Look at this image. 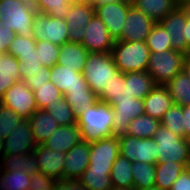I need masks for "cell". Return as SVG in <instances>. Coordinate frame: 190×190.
<instances>
[{
    "mask_svg": "<svg viewBox=\"0 0 190 190\" xmlns=\"http://www.w3.org/2000/svg\"><path fill=\"white\" fill-rule=\"evenodd\" d=\"M30 126L36 143L40 145L47 141L60 125L47 111L38 109L30 116Z\"/></svg>",
    "mask_w": 190,
    "mask_h": 190,
    "instance_id": "obj_27",
    "label": "cell"
},
{
    "mask_svg": "<svg viewBox=\"0 0 190 190\" xmlns=\"http://www.w3.org/2000/svg\"><path fill=\"white\" fill-rule=\"evenodd\" d=\"M22 119L20 115L0 103V137L6 139Z\"/></svg>",
    "mask_w": 190,
    "mask_h": 190,
    "instance_id": "obj_42",
    "label": "cell"
},
{
    "mask_svg": "<svg viewBox=\"0 0 190 190\" xmlns=\"http://www.w3.org/2000/svg\"><path fill=\"white\" fill-rule=\"evenodd\" d=\"M131 3L158 23L180 4V0H131Z\"/></svg>",
    "mask_w": 190,
    "mask_h": 190,
    "instance_id": "obj_25",
    "label": "cell"
},
{
    "mask_svg": "<svg viewBox=\"0 0 190 190\" xmlns=\"http://www.w3.org/2000/svg\"><path fill=\"white\" fill-rule=\"evenodd\" d=\"M131 1H119L95 6V14L105 23L109 34L117 40L124 28V21Z\"/></svg>",
    "mask_w": 190,
    "mask_h": 190,
    "instance_id": "obj_15",
    "label": "cell"
},
{
    "mask_svg": "<svg viewBox=\"0 0 190 190\" xmlns=\"http://www.w3.org/2000/svg\"><path fill=\"white\" fill-rule=\"evenodd\" d=\"M161 125L165 126L169 131L175 133L176 136L185 138V130L183 129L182 107L173 105L161 118Z\"/></svg>",
    "mask_w": 190,
    "mask_h": 190,
    "instance_id": "obj_40",
    "label": "cell"
},
{
    "mask_svg": "<svg viewBox=\"0 0 190 190\" xmlns=\"http://www.w3.org/2000/svg\"><path fill=\"white\" fill-rule=\"evenodd\" d=\"M90 142L81 141L65 155L62 180H76L88 168Z\"/></svg>",
    "mask_w": 190,
    "mask_h": 190,
    "instance_id": "obj_20",
    "label": "cell"
},
{
    "mask_svg": "<svg viewBox=\"0 0 190 190\" xmlns=\"http://www.w3.org/2000/svg\"><path fill=\"white\" fill-rule=\"evenodd\" d=\"M53 190H87L78 180H56Z\"/></svg>",
    "mask_w": 190,
    "mask_h": 190,
    "instance_id": "obj_49",
    "label": "cell"
},
{
    "mask_svg": "<svg viewBox=\"0 0 190 190\" xmlns=\"http://www.w3.org/2000/svg\"><path fill=\"white\" fill-rule=\"evenodd\" d=\"M70 3L91 4V0H68Z\"/></svg>",
    "mask_w": 190,
    "mask_h": 190,
    "instance_id": "obj_58",
    "label": "cell"
},
{
    "mask_svg": "<svg viewBox=\"0 0 190 190\" xmlns=\"http://www.w3.org/2000/svg\"><path fill=\"white\" fill-rule=\"evenodd\" d=\"M32 3L37 12L60 19H65L71 4L68 0H32Z\"/></svg>",
    "mask_w": 190,
    "mask_h": 190,
    "instance_id": "obj_38",
    "label": "cell"
},
{
    "mask_svg": "<svg viewBox=\"0 0 190 190\" xmlns=\"http://www.w3.org/2000/svg\"><path fill=\"white\" fill-rule=\"evenodd\" d=\"M154 24L155 22L150 17L131 5L124 21L121 36L117 41L146 42Z\"/></svg>",
    "mask_w": 190,
    "mask_h": 190,
    "instance_id": "obj_14",
    "label": "cell"
},
{
    "mask_svg": "<svg viewBox=\"0 0 190 190\" xmlns=\"http://www.w3.org/2000/svg\"><path fill=\"white\" fill-rule=\"evenodd\" d=\"M36 50H38L39 62L43 66L52 68L58 62L60 46L46 41H36Z\"/></svg>",
    "mask_w": 190,
    "mask_h": 190,
    "instance_id": "obj_41",
    "label": "cell"
},
{
    "mask_svg": "<svg viewBox=\"0 0 190 190\" xmlns=\"http://www.w3.org/2000/svg\"><path fill=\"white\" fill-rule=\"evenodd\" d=\"M183 71L186 72L190 78V54H187L184 58Z\"/></svg>",
    "mask_w": 190,
    "mask_h": 190,
    "instance_id": "obj_55",
    "label": "cell"
},
{
    "mask_svg": "<svg viewBox=\"0 0 190 190\" xmlns=\"http://www.w3.org/2000/svg\"><path fill=\"white\" fill-rule=\"evenodd\" d=\"M65 155L64 152L53 151L40 144L36 146L29 162L31 168L40 170L41 173L55 180H62Z\"/></svg>",
    "mask_w": 190,
    "mask_h": 190,
    "instance_id": "obj_13",
    "label": "cell"
},
{
    "mask_svg": "<svg viewBox=\"0 0 190 190\" xmlns=\"http://www.w3.org/2000/svg\"><path fill=\"white\" fill-rule=\"evenodd\" d=\"M119 1H131V0H91V4L95 6H100L103 4L111 3V2H119Z\"/></svg>",
    "mask_w": 190,
    "mask_h": 190,
    "instance_id": "obj_54",
    "label": "cell"
},
{
    "mask_svg": "<svg viewBox=\"0 0 190 190\" xmlns=\"http://www.w3.org/2000/svg\"><path fill=\"white\" fill-rule=\"evenodd\" d=\"M111 54L115 65L122 73L147 71L150 50L146 42L115 40Z\"/></svg>",
    "mask_w": 190,
    "mask_h": 190,
    "instance_id": "obj_3",
    "label": "cell"
},
{
    "mask_svg": "<svg viewBox=\"0 0 190 190\" xmlns=\"http://www.w3.org/2000/svg\"><path fill=\"white\" fill-rule=\"evenodd\" d=\"M16 82L14 78H3L0 77V100L4 93Z\"/></svg>",
    "mask_w": 190,
    "mask_h": 190,
    "instance_id": "obj_52",
    "label": "cell"
},
{
    "mask_svg": "<svg viewBox=\"0 0 190 190\" xmlns=\"http://www.w3.org/2000/svg\"><path fill=\"white\" fill-rule=\"evenodd\" d=\"M84 27L86 33L81 44L89 52H111L115 40L106 29L105 23L96 14H94L90 23Z\"/></svg>",
    "mask_w": 190,
    "mask_h": 190,
    "instance_id": "obj_16",
    "label": "cell"
},
{
    "mask_svg": "<svg viewBox=\"0 0 190 190\" xmlns=\"http://www.w3.org/2000/svg\"><path fill=\"white\" fill-rule=\"evenodd\" d=\"M111 52H89L83 69L84 78L89 88L99 96L105 87L113 80L112 76L118 72Z\"/></svg>",
    "mask_w": 190,
    "mask_h": 190,
    "instance_id": "obj_2",
    "label": "cell"
},
{
    "mask_svg": "<svg viewBox=\"0 0 190 190\" xmlns=\"http://www.w3.org/2000/svg\"><path fill=\"white\" fill-rule=\"evenodd\" d=\"M133 188L146 189L155 186V164L132 161Z\"/></svg>",
    "mask_w": 190,
    "mask_h": 190,
    "instance_id": "obj_34",
    "label": "cell"
},
{
    "mask_svg": "<svg viewBox=\"0 0 190 190\" xmlns=\"http://www.w3.org/2000/svg\"><path fill=\"white\" fill-rule=\"evenodd\" d=\"M31 36L36 41H46L58 46L68 42V27L64 19L36 13L33 19Z\"/></svg>",
    "mask_w": 190,
    "mask_h": 190,
    "instance_id": "obj_8",
    "label": "cell"
},
{
    "mask_svg": "<svg viewBox=\"0 0 190 190\" xmlns=\"http://www.w3.org/2000/svg\"><path fill=\"white\" fill-rule=\"evenodd\" d=\"M183 129L185 130V138L190 136V105L182 106Z\"/></svg>",
    "mask_w": 190,
    "mask_h": 190,
    "instance_id": "obj_51",
    "label": "cell"
},
{
    "mask_svg": "<svg viewBox=\"0 0 190 190\" xmlns=\"http://www.w3.org/2000/svg\"><path fill=\"white\" fill-rule=\"evenodd\" d=\"M111 172L91 171L88 168L78 179L87 190H109L112 187Z\"/></svg>",
    "mask_w": 190,
    "mask_h": 190,
    "instance_id": "obj_39",
    "label": "cell"
},
{
    "mask_svg": "<svg viewBox=\"0 0 190 190\" xmlns=\"http://www.w3.org/2000/svg\"><path fill=\"white\" fill-rule=\"evenodd\" d=\"M132 162L119 155L111 169L110 179L112 186L133 188Z\"/></svg>",
    "mask_w": 190,
    "mask_h": 190,
    "instance_id": "obj_31",
    "label": "cell"
},
{
    "mask_svg": "<svg viewBox=\"0 0 190 190\" xmlns=\"http://www.w3.org/2000/svg\"><path fill=\"white\" fill-rule=\"evenodd\" d=\"M155 86L147 71L129 72V89L133 98L143 100Z\"/></svg>",
    "mask_w": 190,
    "mask_h": 190,
    "instance_id": "obj_33",
    "label": "cell"
},
{
    "mask_svg": "<svg viewBox=\"0 0 190 190\" xmlns=\"http://www.w3.org/2000/svg\"><path fill=\"white\" fill-rule=\"evenodd\" d=\"M82 139L80 127L77 124L69 126L60 125L43 143V145L53 151L67 153Z\"/></svg>",
    "mask_w": 190,
    "mask_h": 190,
    "instance_id": "obj_22",
    "label": "cell"
},
{
    "mask_svg": "<svg viewBox=\"0 0 190 190\" xmlns=\"http://www.w3.org/2000/svg\"><path fill=\"white\" fill-rule=\"evenodd\" d=\"M190 167V162L164 161L155 164V187L160 190H170L179 175Z\"/></svg>",
    "mask_w": 190,
    "mask_h": 190,
    "instance_id": "obj_24",
    "label": "cell"
},
{
    "mask_svg": "<svg viewBox=\"0 0 190 190\" xmlns=\"http://www.w3.org/2000/svg\"><path fill=\"white\" fill-rule=\"evenodd\" d=\"M16 33L0 20V53H6Z\"/></svg>",
    "mask_w": 190,
    "mask_h": 190,
    "instance_id": "obj_48",
    "label": "cell"
},
{
    "mask_svg": "<svg viewBox=\"0 0 190 190\" xmlns=\"http://www.w3.org/2000/svg\"><path fill=\"white\" fill-rule=\"evenodd\" d=\"M172 100L177 106L190 105V78L183 70L167 84Z\"/></svg>",
    "mask_w": 190,
    "mask_h": 190,
    "instance_id": "obj_29",
    "label": "cell"
},
{
    "mask_svg": "<svg viewBox=\"0 0 190 190\" xmlns=\"http://www.w3.org/2000/svg\"><path fill=\"white\" fill-rule=\"evenodd\" d=\"M50 81L64 94L67 90L90 89L83 73L75 68L55 64L51 68Z\"/></svg>",
    "mask_w": 190,
    "mask_h": 190,
    "instance_id": "obj_21",
    "label": "cell"
},
{
    "mask_svg": "<svg viewBox=\"0 0 190 190\" xmlns=\"http://www.w3.org/2000/svg\"><path fill=\"white\" fill-rule=\"evenodd\" d=\"M185 35L187 39V54H190V16H187Z\"/></svg>",
    "mask_w": 190,
    "mask_h": 190,
    "instance_id": "obj_53",
    "label": "cell"
},
{
    "mask_svg": "<svg viewBox=\"0 0 190 190\" xmlns=\"http://www.w3.org/2000/svg\"><path fill=\"white\" fill-rule=\"evenodd\" d=\"M56 180L41 173L40 170L31 168L29 190H53Z\"/></svg>",
    "mask_w": 190,
    "mask_h": 190,
    "instance_id": "obj_46",
    "label": "cell"
},
{
    "mask_svg": "<svg viewBox=\"0 0 190 190\" xmlns=\"http://www.w3.org/2000/svg\"><path fill=\"white\" fill-rule=\"evenodd\" d=\"M119 149V139L113 136L90 142L88 169L91 171L111 172L113 163L120 155Z\"/></svg>",
    "mask_w": 190,
    "mask_h": 190,
    "instance_id": "obj_9",
    "label": "cell"
},
{
    "mask_svg": "<svg viewBox=\"0 0 190 190\" xmlns=\"http://www.w3.org/2000/svg\"><path fill=\"white\" fill-rule=\"evenodd\" d=\"M180 4L186 10L188 16H190V0H180Z\"/></svg>",
    "mask_w": 190,
    "mask_h": 190,
    "instance_id": "obj_57",
    "label": "cell"
},
{
    "mask_svg": "<svg viewBox=\"0 0 190 190\" xmlns=\"http://www.w3.org/2000/svg\"><path fill=\"white\" fill-rule=\"evenodd\" d=\"M59 125L69 126L76 124V115L73 113L69 103L65 97L59 99L58 102H53L44 107Z\"/></svg>",
    "mask_w": 190,
    "mask_h": 190,
    "instance_id": "obj_37",
    "label": "cell"
},
{
    "mask_svg": "<svg viewBox=\"0 0 190 190\" xmlns=\"http://www.w3.org/2000/svg\"><path fill=\"white\" fill-rule=\"evenodd\" d=\"M140 190H160L158 188H156L155 186L154 187H150V188H146V189H140Z\"/></svg>",
    "mask_w": 190,
    "mask_h": 190,
    "instance_id": "obj_60",
    "label": "cell"
},
{
    "mask_svg": "<svg viewBox=\"0 0 190 190\" xmlns=\"http://www.w3.org/2000/svg\"><path fill=\"white\" fill-rule=\"evenodd\" d=\"M186 54L176 51L150 52L147 73L156 85H166L175 75L183 70Z\"/></svg>",
    "mask_w": 190,
    "mask_h": 190,
    "instance_id": "obj_6",
    "label": "cell"
},
{
    "mask_svg": "<svg viewBox=\"0 0 190 190\" xmlns=\"http://www.w3.org/2000/svg\"><path fill=\"white\" fill-rule=\"evenodd\" d=\"M153 139L157 144L158 163L164 161L190 162L188 138H181L160 125Z\"/></svg>",
    "mask_w": 190,
    "mask_h": 190,
    "instance_id": "obj_7",
    "label": "cell"
},
{
    "mask_svg": "<svg viewBox=\"0 0 190 190\" xmlns=\"http://www.w3.org/2000/svg\"><path fill=\"white\" fill-rule=\"evenodd\" d=\"M173 36L163 28V26L158 22L155 23L151 29L150 34L147 36L146 45L148 46L150 52H162L169 51L172 48Z\"/></svg>",
    "mask_w": 190,
    "mask_h": 190,
    "instance_id": "obj_35",
    "label": "cell"
},
{
    "mask_svg": "<svg viewBox=\"0 0 190 190\" xmlns=\"http://www.w3.org/2000/svg\"><path fill=\"white\" fill-rule=\"evenodd\" d=\"M17 59L20 62L21 80H24L29 73L38 72L39 68L43 66L42 62H39L38 50L36 49H32V52L27 55H19Z\"/></svg>",
    "mask_w": 190,
    "mask_h": 190,
    "instance_id": "obj_45",
    "label": "cell"
},
{
    "mask_svg": "<svg viewBox=\"0 0 190 190\" xmlns=\"http://www.w3.org/2000/svg\"><path fill=\"white\" fill-rule=\"evenodd\" d=\"M63 96L76 117L99 101V97L92 89L67 90Z\"/></svg>",
    "mask_w": 190,
    "mask_h": 190,
    "instance_id": "obj_30",
    "label": "cell"
},
{
    "mask_svg": "<svg viewBox=\"0 0 190 190\" xmlns=\"http://www.w3.org/2000/svg\"><path fill=\"white\" fill-rule=\"evenodd\" d=\"M170 190H190V167L179 175Z\"/></svg>",
    "mask_w": 190,
    "mask_h": 190,
    "instance_id": "obj_50",
    "label": "cell"
},
{
    "mask_svg": "<svg viewBox=\"0 0 190 190\" xmlns=\"http://www.w3.org/2000/svg\"><path fill=\"white\" fill-rule=\"evenodd\" d=\"M83 141L92 142L111 136L113 110L109 103L98 101L76 117Z\"/></svg>",
    "mask_w": 190,
    "mask_h": 190,
    "instance_id": "obj_1",
    "label": "cell"
},
{
    "mask_svg": "<svg viewBox=\"0 0 190 190\" xmlns=\"http://www.w3.org/2000/svg\"><path fill=\"white\" fill-rule=\"evenodd\" d=\"M113 80L108 87L98 96L102 102L110 103L112 100L131 99L133 96L129 89V72L122 73L118 71L112 76Z\"/></svg>",
    "mask_w": 190,
    "mask_h": 190,
    "instance_id": "obj_28",
    "label": "cell"
},
{
    "mask_svg": "<svg viewBox=\"0 0 190 190\" xmlns=\"http://www.w3.org/2000/svg\"><path fill=\"white\" fill-rule=\"evenodd\" d=\"M160 125V120L143 114L131 120L126 135L137 138H153Z\"/></svg>",
    "mask_w": 190,
    "mask_h": 190,
    "instance_id": "obj_32",
    "label": "cell"
},
{
    "mask_svg": "<svg viewBox=\"0 0 190 190\" xmlns=\"http://www.w3.org/2000/svg\"><path fill=\"white\" fill-rule=\"evenodd\" d=\"M36 49V40L31 36L16 35L10 43L7 53L18 58L19 55H27Z\"/></svg>",
    "mask_w": 190,
    "mask_h": 190,
    "instance_id": "obj_44",
    "label": "cell"
},
{
    "mask_svg": "<svg viewBox=\"0 0 190 190\" xmlns=\"http://www.w3.org/2000/svg\"><path fill=\"white\" fill-rule=\"evenodd\" d=\"M5 163L27 162L38 145L30 126V118H23L6 137L4 143Z\"/></svg>",
    "mask_w": 190,
    "mask_h": 190,
    "instance_id": "obj_4",
    "label": "cell"
},
{
    "mask_svg": "<svg viewBox=\"0 0 190 190\" xmlns=\"http://www.w3.org/2000/svg\"><path fill=\"white\" fill-rule=\"evenodd\" d=\"M30 180L29 161L4 163L0 166V190H29Z\"/></svg>",
    "mask_w": 190,
    "mask_h": 190,
    "instance_id": "obj_17",
    "label": "cell"
},
{
    "mask_svg": "<svg viewBox=\"0 0 190 190\" xmlns=\"http://www.w3.org/2000/svg\"><path fill=\"white\" fill-rule=\"evenodd\" d=\"M30 89L34 93L38 109H44L46 105L58 102L63 97L62 92L51 81L44 82V84L39 86H31Z\"/></svg>",
    "mask_w": 190,
    "mask_h": 190,
    "instance_id": "obj_36",
    "label": "cell"
},
{
    "mask_svg": "<svg viewBox=\"0 0 190 190\" xmlns=\"http://www.w3.org/2000/svg\"><path fill=\"white\" fill-rule=\"evenodd\" d=\"M20 62L9 53H0V77L20 81Z\"/></svg>",
    "mask_w": 190,
    "mask_h": 190,
    "instance_id": "obj_43",
    "label": "cell"
},
{
    "mask_svg": "<svg viewBox=\"0 0 190 190\" xmlns=\"http://www.w3.org/2000/svg\"><path fill=\"white\" fill-rule=\"evenodd\" d=\"M187 12L181 4L172 10L162 21L159 23L163 28L173 36L172 48L173 50L182 52L187 55V39L185 35V26L187 21Z\"/></svg>",
    "mask_w": 190,
    "mask_h": 190,
    "instance_id": "obj_19",
    "label": "cell"
},
{
    "mask_svg": "<svg viewBox=\"0 0 190 190\" xmlns=\"http://www.w3.org/2000/svg\"><path fill=\"white\" fill-rule=\"evenodd\" d=\"M0 103L9 107L22 118L30 116L38 110L33 91L24 80L16 81L3 95Z\"/></svg>",
    "mask_w": 190,
    "mask_h": 190,
    "instance_id": "obj_12",
    "label": "cell"
},
{
    "mask_svg": "<svg viewBox=\"0 0 190 190\" xmlns=\"http://www.w3.org/2000/svg\"><path fill=\"white\" fill-rule=\"evenodd\" d=\"M37 11L28 0H0V20L16 35H31Z\"/></svg>",
    "mask_w": 190,
    "mask_h": 190,
    "instance_id": "obj_5",
    "label": "cell"
},
{
    "mask_svg": "<svg viewBox=\"0 0 190 190\" xmlns=\"http://www.w3.org/2000/svg\"><path fill=\"white\" fill-rule=\"evenodd\" d=\"M5 139L0 137V166L5 163L4 144Z\"/></svg>",
    "mask_w": 190,
    "mask_h": 190,
    "instance_id": "obj_56",
    "label": "cell"
},
{
    "mask_svg": "<svg viewBox=\"0 0 190 190\" xmlns=\"http://www.w3.org/2000/svg\"><path fill=\"white\" fill-rule=\"evenodd\" d=\"M89 51L80 43L67 42L60 46L57 64L83 73Z\"/></svg>",
    "mask_w": 190,
    "mask_h": 190,
    "instance_id": "obj_26",
    "label": "cell"
},
{
    "mask_svg": "<svg viewBox=\"0 0 190 190\" xmlns=\"http://www.w3.org/2000/svg\"><path fill=\"white\" fill-rule=\"evenodd\" d=\"M143 102L145 114L158 120L174 105L166 85H156Z\"/></svg>",
    "mask_w": 190,
    "mask_h": 190,
    "instance_id": "obj_23",
    "label": "cell"
},
{
    "mask_svg": "<svg viewBox=\"0 0 190 190\" xmlns=\"http://www.w3.org/2000/svg\"><path fill=\"white\" fill-rule=\"evenodd\" d=\"M120 142V155L129 161L158 163L157 144L153 138H137L128 135L122 136Z\"/></svg>",
    "mask_w": 190,
    "mask_h": 190,
    "instance_id": "obj_10",
    "label": "cell"
},
{
    "mask_svg": "<svg viewBox=\"0 0 190 190\" xmlns=\"http://www.w3.org/2000/svg\"><path fill=\"white\" fill-rule=\"evenodd\" d=\"M51 68L42 66L39 68L38 72L29 73L24 79L26 85L30 88L31 86H39L44 84V82L50 81Z\"/></svg>",
    "mask_w": 190,
    "mask_h": 190,
    "instance_id": "obj_47",
    "label": "cell"
},
{
    "mask_svg": "<svg viewBox=\"0 0 190 190\" xmlns=\"http://www.w3.org/2000/svg\"><path fill=\"white\" fill-rule=\"evenodd\" d=\"M95 14L92 4L71 3L69 13L65 16L68 27V42L82 43L85 27Z\"/></svg>",
    "mask_w": 190,
    "mask_h": 190,
    "instance_id": "obj_18",
    "label": "cell"
},
{
    "mask_svg": "<svg viewBox=\"0 0 190 190\" xmlns=\"http://www.w3.org/2000/svg\"><path fill=\"white\" fill-rule=\"evenodd\" d=\"M109 104L113 110V128L111 130L113 137L125 136L131 120L145 114L144 102L137 98L112 100Z\"/></svg>",
    "mask_w": 190,
    "mask_h": 190,
    "instance_id": "obj_11",
    "label": "cell"
},
{
    "mask_svg": "<svg viewBox=\"0 0 190 190\" xmlns=\"http://www.w3.org/2000/svg\"><path fill=\"white\" fill-rule=\"evenodd\" d=\"M109 190H135V189L134 188H123V187L112 186Z\"/></svg>",
    "mask_w": 190,
    "mask_h": 190,
    "instance_id": "obj_59",
    "label": "cell"
}]
</instances>
